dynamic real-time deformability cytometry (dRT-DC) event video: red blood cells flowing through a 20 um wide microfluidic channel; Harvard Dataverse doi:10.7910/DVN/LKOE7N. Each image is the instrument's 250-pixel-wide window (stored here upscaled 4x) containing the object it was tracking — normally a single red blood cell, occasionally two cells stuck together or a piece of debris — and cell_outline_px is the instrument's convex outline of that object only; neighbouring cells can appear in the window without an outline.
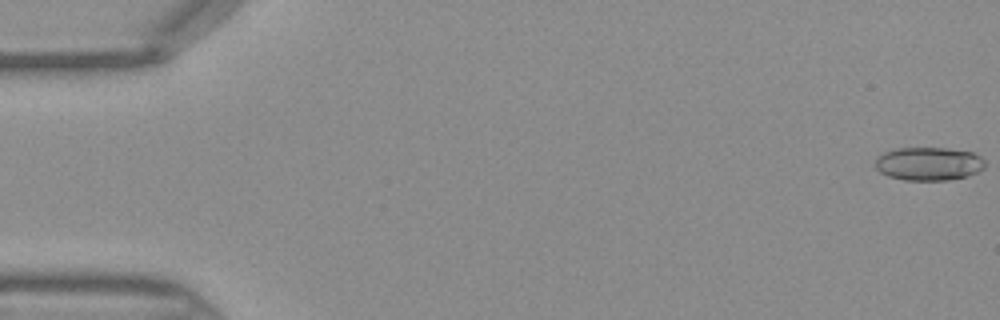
{"species": "Egyptian fruit bat (a non-hibernating species)", "species_latin": "Rousettus aegyptiacus", "temperature_condition": "warm", "stored_images_in_passage": 15, "camera_frame_rate_fps": 3000, "um_per_image_px": 0.085, "frame": {"image": 1, "passage_image": 1, "time_ms": 0.0, "image_size_px": [1000, 320], "cell_outline_px": [[984, 168], [976, 172], [964, 176], [948, 180], [904, 180], [888, 176], [880, 172], [876, 168], [876, 156], [884, 152], [896, 148], [948, 148], [972, 152], [980, 156], [984, 160]], "centroid_in_image_um": [78.91, 13.91], "position_along_channel_um": 6.1, "area_um2": 21.27}}
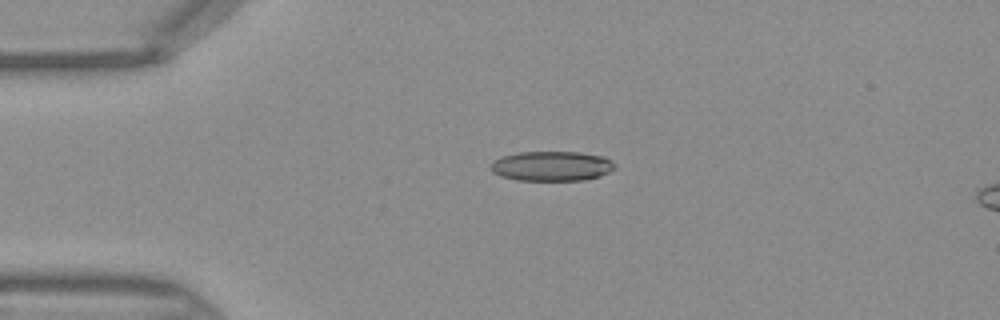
{"frame": {"image": 2, "passage_image": 11, "time_ms": 3.333, "image_size_px": [1000, 320], "cell_outline_px": [[616, 168], [600, 176], [584, 180], [516, 180], [500, 176], [492, 172], [488, 168], [492, 160], [500, 156], [516, 152], [580, 152], [604, 156], [616, 164]], "centroid_in_image_um": [46.85, 14.11], "position_along_channel_um": 38.2, "area_um2": 21.91}}